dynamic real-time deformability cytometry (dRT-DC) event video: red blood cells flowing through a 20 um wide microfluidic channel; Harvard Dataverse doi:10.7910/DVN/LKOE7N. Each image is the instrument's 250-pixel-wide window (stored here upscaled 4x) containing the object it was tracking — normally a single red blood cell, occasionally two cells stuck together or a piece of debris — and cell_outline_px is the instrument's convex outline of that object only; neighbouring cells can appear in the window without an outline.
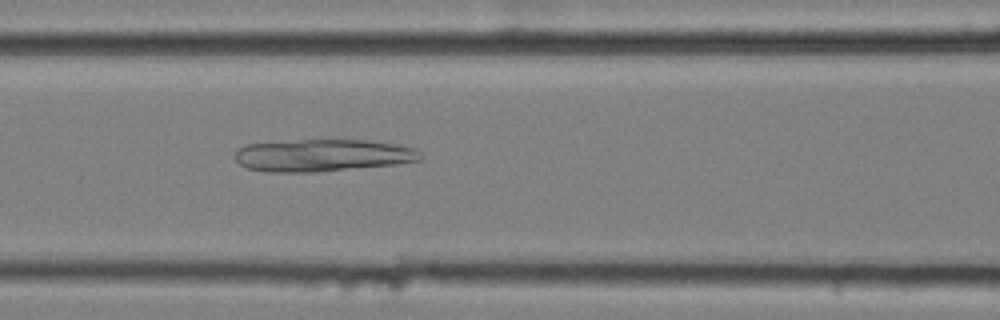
{"species": "common noctule bat (a hibernating species)", "species_latin": "Nyctalus noctula", "temperature_condition": "cold", "stored_images_in_passage": 56, "camera_frame_rate_fps": 3000, "um_per_image_px": 0.085, "animal": {"sex": "female", "body_mass_g": 25.1}, "frame": {"image": 1, "passage_image": 24, "time_ms": 7.667, "image_size_px": [1000, 320], "cell_outline_px": [[420, 160], [396, 164], [316, 172], [268, 172], [248, 168], [240, 164], [236, 160], [236, 152], [240, 148], [248, 144], [300, 140], [368, 140], [396, 144], [416, 148], [420, 152]], "centroid_in_image_um": [27.45, 13.2], "position_along_channel_um": 139.1, "area_um2": 34.62}}
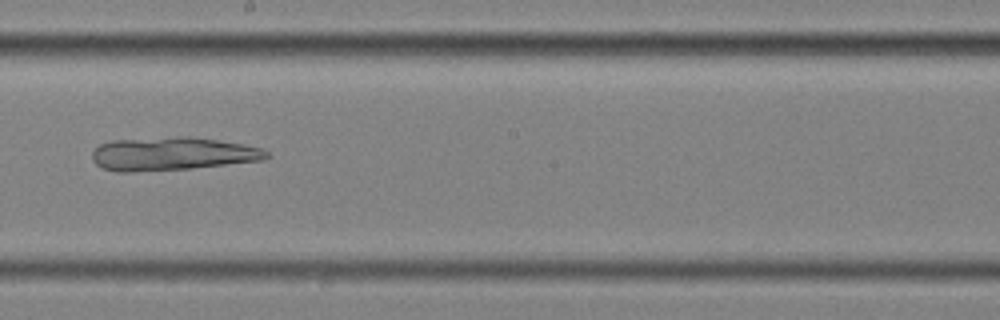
{"frame": {"image": 2, "passage_image": 32, "time_ms": 10.333, "image_size_px": [1000, 320], "cell_outline_px": [[272, 156], [264, 160], [192, 168], [132, 172], [116, 172], [100, 168], [92, 160], [92, 152], [100, 144], [112, 140], [176, 136], [188, 136], [244, 144], [260, 148], [268, 152]], "centroid_in_image_um": [14.62, 13.08], "position_along_channel_um": 233.6, "area_um2": 34.04}}
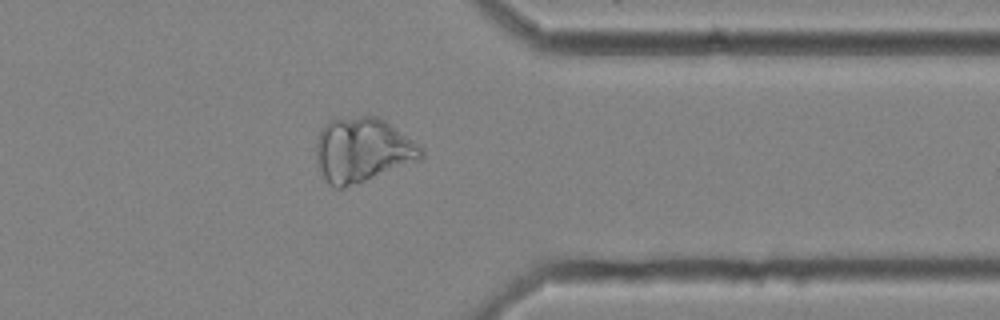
{"frame": {"image": 3, "passage_image": 45, "time_ms": 14.667, "image_size_px": [1000, 320], "cell_outline_px": [[424, 156], [420, 160], [344, 188], [336, 188], [328, 184], [316, 160], [316, 144], [320, 132], [324, 124], [332, 120], [360, 116], [376, 116], [384, 120], [420, 144], [424, 148]], "centroid_in_image_um": [30.84, 12.75], "position_along_channel_um": 380.6, "area_um2": 39.25}}